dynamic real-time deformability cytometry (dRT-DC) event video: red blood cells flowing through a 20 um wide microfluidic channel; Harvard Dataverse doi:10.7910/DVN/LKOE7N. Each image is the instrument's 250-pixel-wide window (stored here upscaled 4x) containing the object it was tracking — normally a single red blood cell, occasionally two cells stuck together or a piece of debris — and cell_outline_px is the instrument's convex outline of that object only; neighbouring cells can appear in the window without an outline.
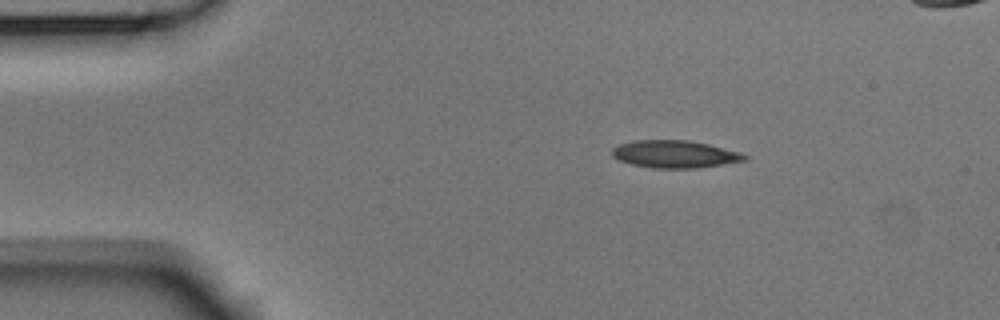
{"species": "Egyptian fruit bat (a non-hibernating species)", "species_latin": "Rousettus aegyptiacus", "temperature_condition": "room temperature", "stored_images_in_passage": 8, "camera_frame_rate_fps": 3000, "um_per_image_px": 0.085, "animal": {"sex": "male"}, "frame": {"image": 1, "passage_image": 2, "time_ms": 0.333, "image_size_px": [1000, 320], "cell_outline_px": [[748, 160], [724, 164], [696, 168], [652, 168], [632, 164], [620, 160], [612, 156], [612, 148], [620, 144], [632, 140], [688, 140], [708, 144], [740, 152], [748, 156]], "centroid_in_image_um": [57.37, 13.1], "position_along_channel_um": 27.6, "area_um2": 21.21}}
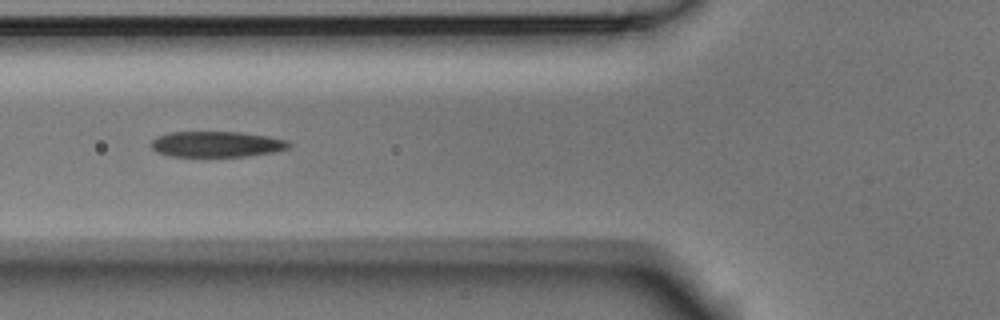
{"frame": {"image": 2, "passage_image": 5, "time_ms": 1.333, "image_size_px": [1000, 320], "cell_outline_px": [[292, 144], [288, 148], [272, 152], [248, 156], [172, 156], [156, 152], [152, 148], [152, 140], [156, 136], [172, 132], [240, 132], [268, 136], [288, 140]], "centroid_in_image_um": [18.43, 12.25], "position_along_channel_um": 107.4, "area_um2": 20.58}}
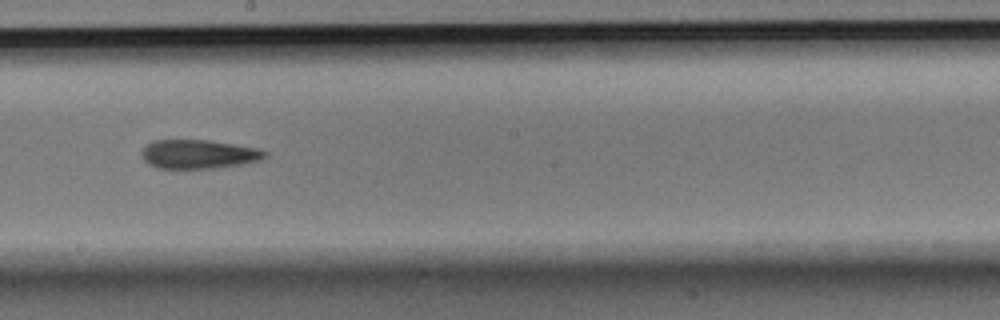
{"frame": {"image": 3, "passage_image": 8, "time_ms": 2.333, "image_size_px": [1000, 320], "cell_outline_px": [[268, 156], [260, 160], [244, 164], [212, 168], [156, 168], [148, 164], [144, 160], [144, 148], [148, 144], [156, 140], [208, 140], [260, 148], [268, 152]], "centroid_in_image_um": [16.96, 13.1], "position_along_channel_um": 231.2, "area_um2": 20.69}}